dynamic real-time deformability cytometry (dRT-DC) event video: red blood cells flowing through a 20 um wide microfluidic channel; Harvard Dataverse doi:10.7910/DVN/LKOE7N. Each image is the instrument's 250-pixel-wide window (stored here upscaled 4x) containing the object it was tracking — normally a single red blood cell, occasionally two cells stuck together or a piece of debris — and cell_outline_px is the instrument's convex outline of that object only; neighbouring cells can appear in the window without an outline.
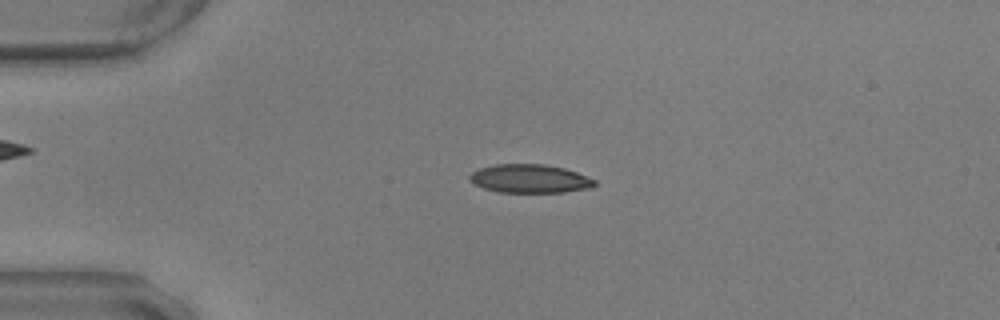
{"species": "common noctule bat (a hibernating species)", "species_latin": "Nyctalus noctula", "temperature_condition": "warm", "stored_images_in_passage": 56, "camera_frame_rate_fps": 3000, "um_per_image_px": 0.085, "animal": {"sex": "male", "body_mass_g": 17.9, "forearm_length_mm": 54.2}, "frame": {"image": 1, "passage_image": 13, "time_ms": 4.0, "image_size_px": [1000, 320], "cell_outline_px": [[596, 184], [592, 188], [564, 192], [496, 192], [472, 184], [468, 180], [468, 176], [472, 172], [480, 168], [496, 164], [544, 164], [564, 168], [576, 172], [596, 180]], "centroid_in_image_um": [45.01, 15.19], "position_along_channel_um": 40.0, "area_um2": 20.92}}
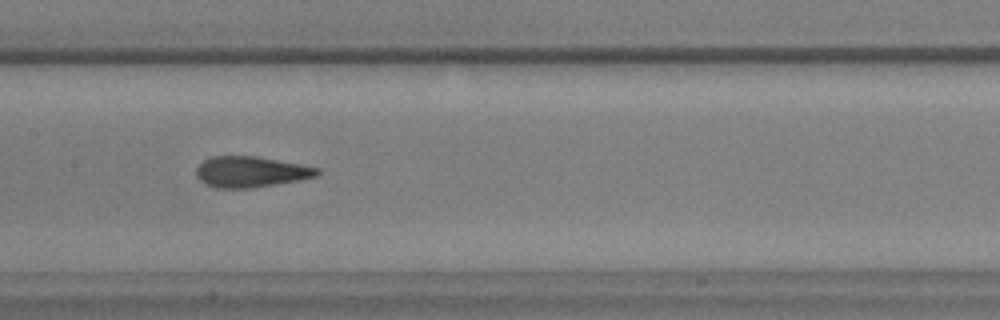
{"frame": {"image": 2, "passage_image": 28, "time_ms": 9.0, "image_size_px": [1000, 320], "cell_outline_px": [[320, 172], [316, 176], [300, 180], [252, 188], [216, 188], [204, 184], [196, 176], [196, 168], [204, 160], [212, 156], [256, 156], [300, 164], [320, 168]], "centroid_in_image_um": [21.3, 14.61], "position_along_channel_um": 186.1, "area_um2": 21.79}}
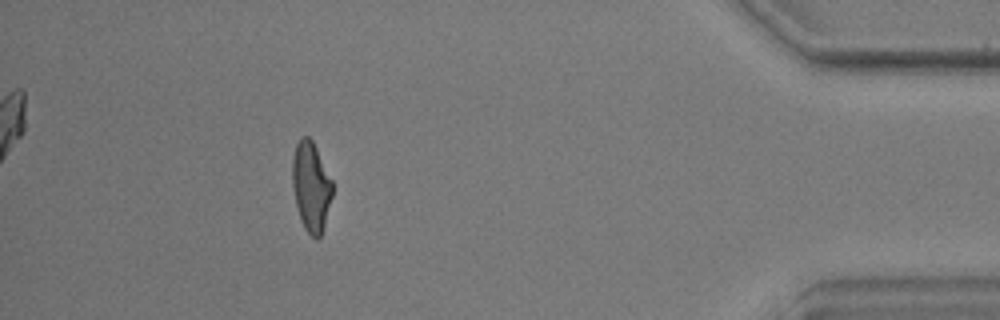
{"frame": {"image": 3, "passage_image": 51, "time_ms": 16.667, "image_size_px": [1000, 320], "cell_outline_px": [[332, 196], [324, 228], [320, 236], [316, 240], [304, 228], [300, 220], [292, 188], [292, 156], [296, 144], [300, 136], [308, 136], [312, 140], [332, 180]], "centroid_in_image_um": [26.42, 15.86], "position_along_channel_um": 408.8, "area_um2": 21.04}, "authors_computed_cell_mechanics": {"area_um2": 21.5016, "velocity_mm_per_s": 3.5449, "shape_relaxation_time_tau1_ms": 11.0157, "shape_relaxation_time_tau2_ms": 1.4867, "deformation_change_tau1": 0.2774, "deformation_change_tau2": 0.089}}